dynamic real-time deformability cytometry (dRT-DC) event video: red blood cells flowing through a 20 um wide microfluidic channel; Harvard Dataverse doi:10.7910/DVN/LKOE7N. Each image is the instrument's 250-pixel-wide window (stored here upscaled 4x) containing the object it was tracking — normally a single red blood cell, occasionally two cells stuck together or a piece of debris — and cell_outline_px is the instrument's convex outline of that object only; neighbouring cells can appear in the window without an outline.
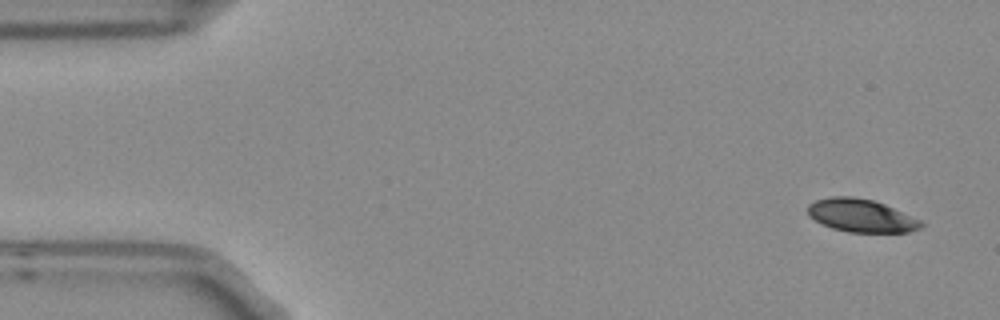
{"species": "Egyptian fruit bat (a non-hibernating species)", "species_latin": "Rousettus aegyptiacus", "temperature_condition": "room temperature", "stored_images_in_passage": 5, "camera_frame_rate_fps": 3000, "um_per_image_px": 0.085, "frame": {"image": 1, "passage_image": 1, "time_ms": 0.0, "image_size_px": [1000, 320], "cell_outline_px": [[924, 224], [920, 228], [908, 232], [848, 232], [832, 228], [808, 216], [808, 204], [816, 200], [832, 196], [852, 196], [872, 200], [884, 204], [920, 220]], "centroid_in_image_um": [73.18, 18.32], "position_along_channel_um": 11.8, "area_um2": 21.56}}
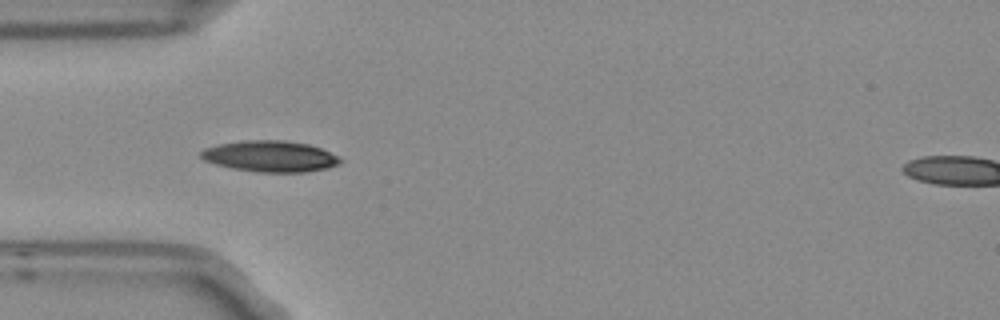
{"frame": {"image": 2, "passage_image": 4, "time_ms": 1.0, "image_size_px": [1000, 320], "cell_outline_px": [[344, 160], [340, 164], [328, 168], [304, 172], [260, 172], [232, 168], [216, 164], [204, 160], [200, 156], [200, 152], [204, 148], [220, 144], [244, 140], [284, 140], [308, 144], [320, 148], [340, 156]], "centroid_in_image_um": [23.01, 13.28], "position_along_channel_um": 62.0, "area_um2": 25.32}}